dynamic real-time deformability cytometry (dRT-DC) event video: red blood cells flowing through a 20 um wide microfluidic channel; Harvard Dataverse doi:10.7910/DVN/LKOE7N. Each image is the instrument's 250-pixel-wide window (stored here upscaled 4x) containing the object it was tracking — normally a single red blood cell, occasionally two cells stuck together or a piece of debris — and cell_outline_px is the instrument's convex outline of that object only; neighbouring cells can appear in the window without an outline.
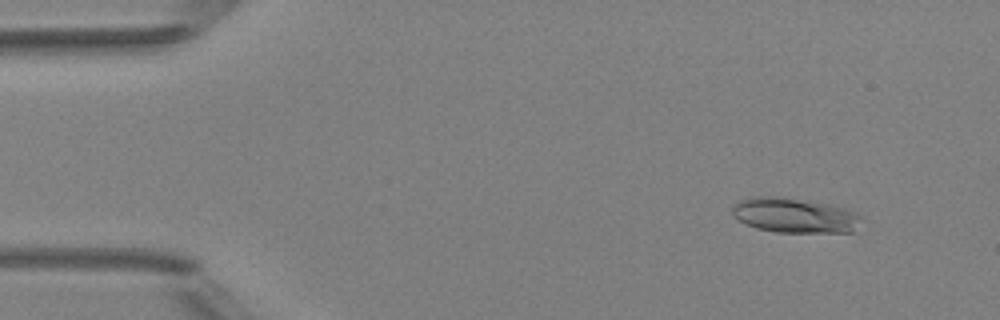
{"species": "Egyptian fruit bat (a non-hibernating species)", "species_latin": "Rousettus aegyptiacus", "temperature_condition": "room temperature", "stored_images_in_passage": 5, "camera_frame_rate_fps": 3000, "um_per_image_px": 0.085, "animal": {"sex": "female"}, "frame": {"image": 1, "passage_image": 2, "time_ms": 1.333, "image_size_px": [1000, 320], "cell_outline_px": [[864, 216], [852, 232], [776, 232], [756, 228], [732, 216], [732, 208], [740, 200], [752, 196], [776, 196], [828, 204], [844, 208], [856, 212]], "centroid_in_image_um": [67.54, 18.3], "position_along_channel_um": 17.5, "area_um2": 26.07}}